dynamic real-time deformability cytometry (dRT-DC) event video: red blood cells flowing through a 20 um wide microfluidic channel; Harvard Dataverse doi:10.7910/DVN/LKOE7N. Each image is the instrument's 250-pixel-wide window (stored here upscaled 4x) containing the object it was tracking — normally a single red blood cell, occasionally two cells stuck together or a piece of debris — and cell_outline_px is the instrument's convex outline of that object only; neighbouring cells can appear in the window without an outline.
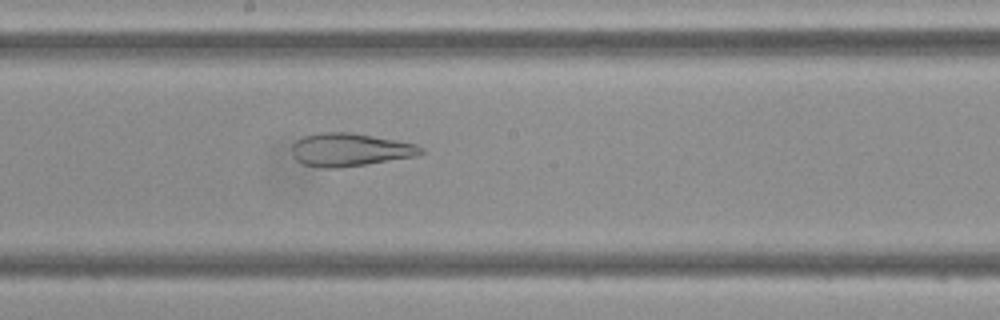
{"species": "Egyptian fruit bat (a non-hibernating species)", "species_latin": "Rousettus aegyptiacus", "temperature_condition": "cold", "stored_images_in_passage": 39, "camera_frame_rate_fps": 3000, "um_per_image_px": 0.085, "frame": {"image": 1, "passage_image": 17, "time_ms": 5.333, "image_size_px": [1000, 320], "cell_outline_px": [[424, 152], [420, 156], [336, 168], [324, 168], [304, 164], [296, 160], [292, 152], [292, 144], [296, 140], [304, 136], [320, 132], [352, 132], [396, 140], [416, 144], [424, 148]], "centroid_in_image_um": [29.77, 12.72], "position_along_channel_um": 218.4, "area_um2": 24.91}}
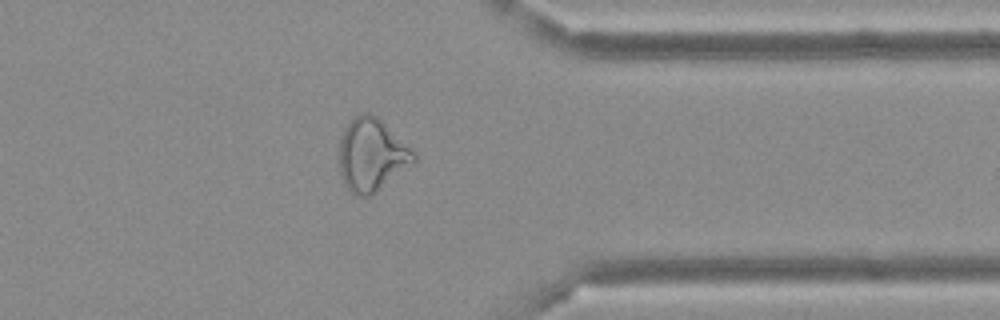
{"frame": {"image": 2, "passage_image": 29, "time_ms": 9.333, "image_size_px": [1000, 320], "cell_outline_px": [[416, 160], [412, 164], [368, 196], [356, 196], [348, 192], [344, 184], [340, 172], [340, 140], [344, 128], [348, 120], [352, 116], [360, 112], [368, 112], [376, 116], [416, 156]], "centroid_in_image_um": [31.51, 13.15], "position_along_channel_um": 379.9, "area_um2": 30.87}}
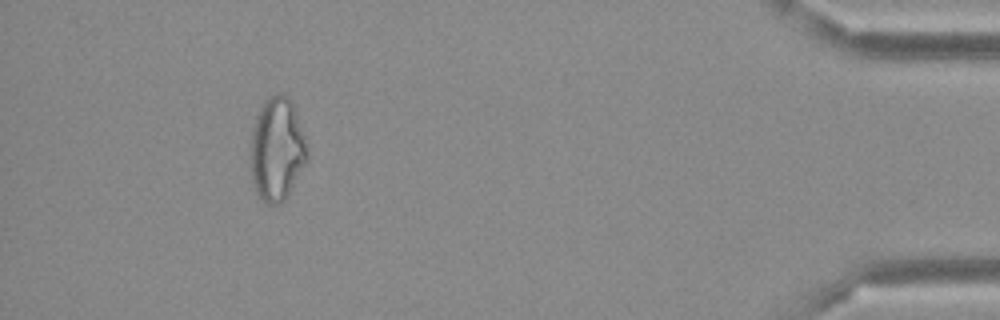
{"frame": {"image": 3, "passage_image": 35, "time_ms": 11.333, "image_size_px": [1000, 320], "cell_outline_px": [[308, 160], [284, 200], [280, 204], [268, 204], [260, 200], [256, 192], [252, 180], [248, 148], [256, 116], [264, 100], [268, 96], [280, 92], [288, 96], [292, 100], [304, 136], [308, 156]], "centroid_in_image_um": [23.51, 12.67], "position_along_channel_um": 411.7, "area_um2": 34.62}}